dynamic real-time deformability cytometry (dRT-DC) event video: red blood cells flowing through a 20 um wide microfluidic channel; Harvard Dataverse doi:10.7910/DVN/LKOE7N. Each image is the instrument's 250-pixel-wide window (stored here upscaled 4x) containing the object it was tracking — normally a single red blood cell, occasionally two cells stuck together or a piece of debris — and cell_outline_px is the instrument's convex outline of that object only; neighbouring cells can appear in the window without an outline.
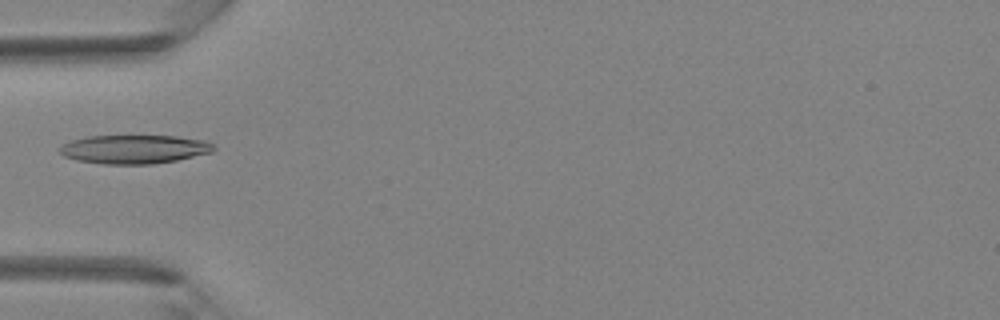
{"species": "Egyptian fruit bat (a non-hibernating species)", "species_latin": "Rousettus aegyptiacus", "temperature_condition": "room temperature", "stored_images_in_passage": 5, "camera_frame_rate_fps": 3000, "um_per_image_px": 0.085, "animal": {"sex": "female"}, "frame": {"image": 1, "passage_image": 5, "time_ms": 4.333, "image_size_px": [1000, 320], "cell_outline_px": [[216, 148], [212, 152], [176, 160], [152, 164], [104, 164], [76, 160], [64, 156], [60, 152], [60, 148], [64, 144], [72, 140], [88, 136], [176, 136], [204, 140], [212, 144]], "centroid_in_image_um": [11.42, 12.68], "position_along_channel_um": 73.6, "area_um2": 25.61}}